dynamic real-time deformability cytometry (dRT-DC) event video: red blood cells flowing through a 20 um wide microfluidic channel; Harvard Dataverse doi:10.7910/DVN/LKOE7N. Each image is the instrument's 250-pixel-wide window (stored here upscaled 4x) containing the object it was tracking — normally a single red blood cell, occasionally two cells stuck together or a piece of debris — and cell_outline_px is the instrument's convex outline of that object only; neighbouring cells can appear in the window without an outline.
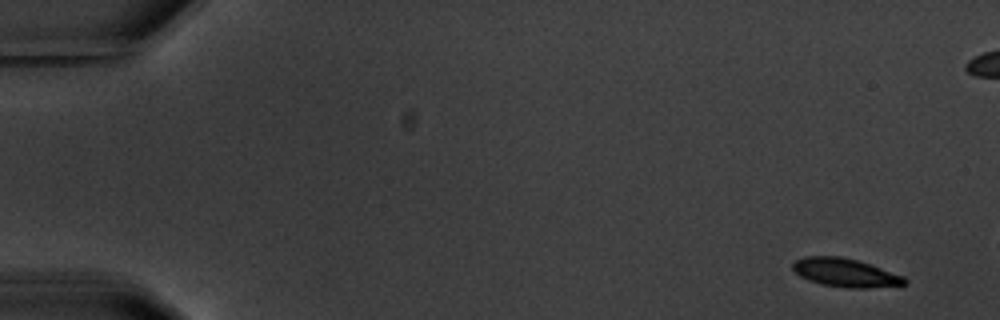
{"species": "common noctule bat (a hibernating species)", "species_latin": "Nyctalus noctula", "temperature_condition": "warm", "stored_images_in_passage": 5, "camera_frame_rate_fps": 3000, "um_per_image_px": 0.085, "animal": {"sex": "male", "body_mass_g": 20.1, "forearm_length_mm": 53.5}, "frame": {"image": 1, "passage_image": 1, "time_ms": 0.0, "image_size_px": [1000, 320], "cell_outline_px": [[908, 284], [868, 288], [844, 288], [824, 284], [808, 280], [800, 276], [792, 268], [792, 264], [796, 260], [804, 256], [840, 256], [856, 260], [904, 276], [908, 280]], "centroid_in_image_um": [71.85, 23.18], "position_along_channel_um": 13.1, "area_um2": 18.44}}